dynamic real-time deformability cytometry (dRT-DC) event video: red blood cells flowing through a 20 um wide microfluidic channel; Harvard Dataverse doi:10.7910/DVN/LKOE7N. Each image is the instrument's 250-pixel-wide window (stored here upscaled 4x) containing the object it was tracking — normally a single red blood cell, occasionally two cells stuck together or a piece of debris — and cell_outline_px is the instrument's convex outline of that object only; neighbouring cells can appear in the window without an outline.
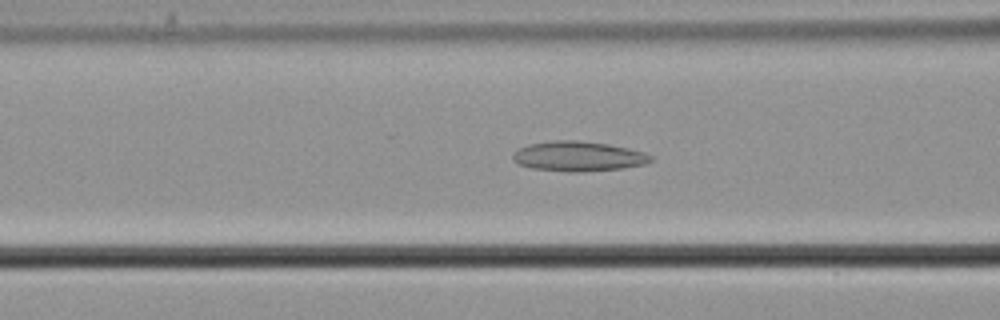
{"species": "common noctule bat (a hibernating species)", "species_latin": "Nyctalus noctula", "temperature_condition": "cold", "stored_images_in_passage": 55, "camera_frame_rate_fps": 3000, "um_per_image_px": 0.085, "animal": {"sex": "male", "body_mass_g": 21.5, "forearm_length_mm": 52.0}, "frame": {"image": 1, "passage_image": 22, "time_ms": 7.0, "image_size_px": [1000, 320], "cell_outline_px": [[652, 160], [644, 164], [624, 168], [580, 172], [568, 172], [532, 168], [520, 164], [512, 160], [512, 152], [528, 144], [556, 140], [580, 140], [608, 144], [628, 148], [644, 152], [652, 156]], "centroid_in_image_um": [49.14, 13.28], "position_along_channel_um": 117.5, "area_um2": 24.1}}
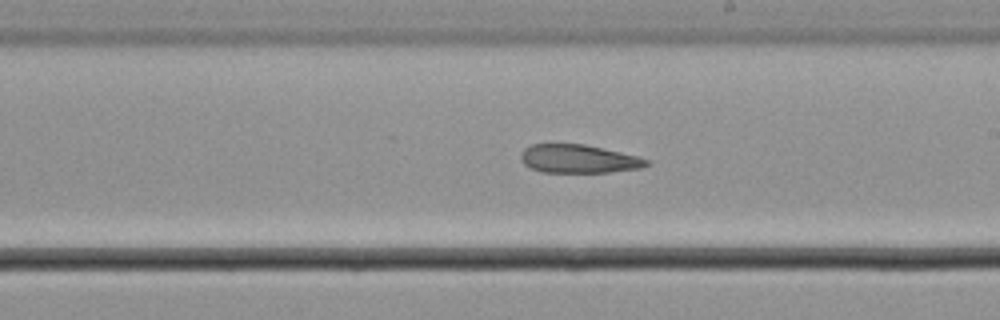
{"frame": {"image": 2, "passage_image": 32, "time_ms": 10.333, "image_size_px": [1000, 320], "cell_outline_px": [[648, 164], [640, 168], [608, 172], [540, 172], [528, 168], [520, 160], [520, 152], [524, 148], [532, 144], [584, 144], [620, 152], [636, 156], [648, 160]], "centroid_in_image_um": [49.09, 13.5], "position_along_channel_um": 239.9, "area_um2": 20.75}}
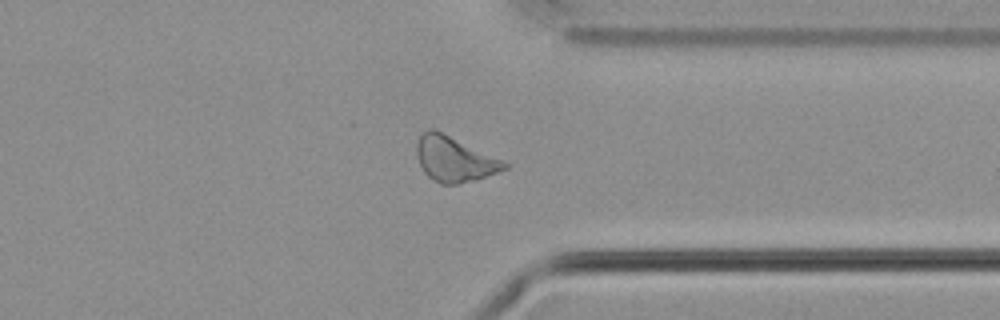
{"frame": {"image": 3, "passage_image": 43, "time_ms": 14.0, "image_size_px": [1000, 320], "cell_outline_px": [[508, 168], [476, 180], [456, 184], [440, 184], [432, 180], [424, 172], [416, 156], [416, 144], [420, 136], [428, 128], [436, 128], [504, 160], [508, 164]], "centroid_in_image_um": [38.61, 13.5], "position_along_channel_um": 372.8, "area_um2": 23.47}}